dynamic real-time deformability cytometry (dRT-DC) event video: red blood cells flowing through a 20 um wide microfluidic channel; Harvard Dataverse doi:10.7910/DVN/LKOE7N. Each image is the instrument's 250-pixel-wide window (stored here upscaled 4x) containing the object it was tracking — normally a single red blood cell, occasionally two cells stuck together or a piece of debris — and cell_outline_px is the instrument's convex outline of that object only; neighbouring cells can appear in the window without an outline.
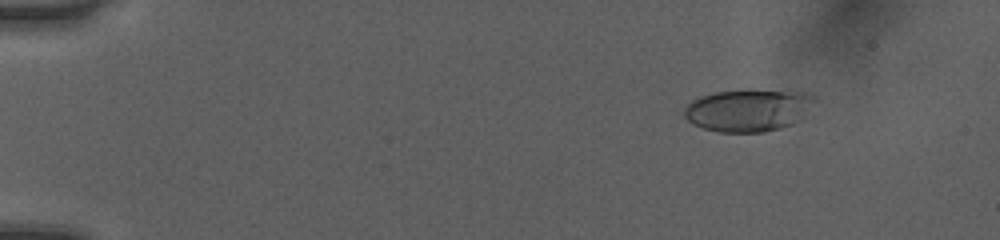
{"species": "human", "species_latin": "Homo sapiens", "temperature_condition": "room temperature", "stored_images_in_passage": 51, "camera_frame_rate_fps": 3000, "um_per_image_px": 0.085, "donor": {"sex": "female"}, "frame": {"image": 1, "passage_image": 6, "time_ms": 1.667, "image_size_px": [1000, 240], "cell_outline_px": [[808, 96], [792, 124], [780, 128], [764, 132], [716, 132], [692, 124], [684, 116], [684, 108], [692, 100], [700, 96], [712, 92], [800, 92]], "centroid_in_image_um": [63.3, 9.43], "position_along_channel_um": 21.7, "area_um2": 29.82}}
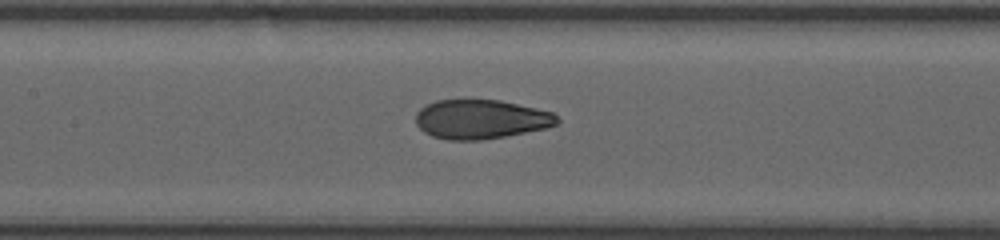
{"frame": {"image": 2, "passage_image": 25, "time_ms": 8.0, "image_size_px": [1000, 240], "cell_outline_px": [[560, 120], [556, 124], [548, 128], [504, 136], [480, 140], [448, 140], [432, 136], [424, 132], [416, 124], [416, 112], [420, 108], [436, 100], [500, 100], [536, 108], [552, 112]], "centroid_in_image_um": [40.86, 10.14], "position_along_channel_um": 166.5, "area_um2": 32.25}}
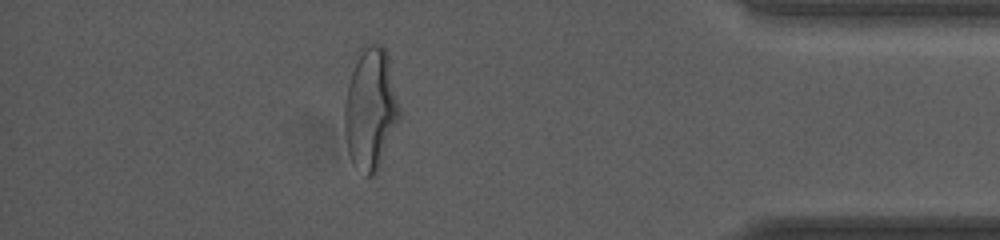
{"frame": {"image": 3, "passage_image": 45, "time_ms": 14.667, "image_size_px": [1000, 240], "cell_outline_px": [[400, 116], [376, 172], [372, 176], [368, 176], [352, 160], [348, 152], [344, 132], [344, 108], [348, 84], [360, 48], [364, 44], [380, 44], [388, 52], [400, 108]], "centroid_in_image_um": [31.5, 9.18], "position_along_channel_um": 403.7, "area_um2": 38.49}, "authors_computed_cell_mechanics": {"area_um2": 32.8882, "velocity_mm_per_s": 4.0591, "shape_relaxation_time_tau1_ms": 5.8817, "shape_relaxation_time_tau2_ms": 0.9128, "deformation_change_tau1": 0.2213, "deformation_change_tau2": 0.0699}}